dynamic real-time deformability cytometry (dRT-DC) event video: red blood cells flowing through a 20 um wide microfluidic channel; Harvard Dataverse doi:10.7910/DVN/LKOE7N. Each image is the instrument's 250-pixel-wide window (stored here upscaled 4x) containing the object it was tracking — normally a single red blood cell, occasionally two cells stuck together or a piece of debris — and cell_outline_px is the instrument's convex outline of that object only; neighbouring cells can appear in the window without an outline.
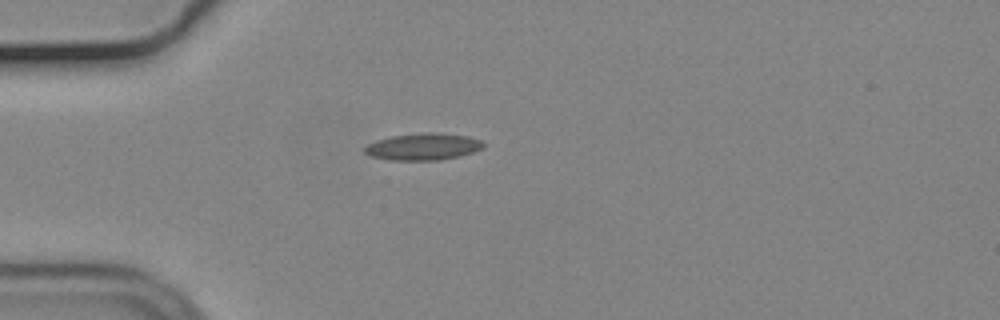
{"species": "common noctule bat (a hibernating species)", "species_latin": "Nyctalus noctula", "temperature_condition": "cold", "stored_images_in_passage": 41, "camera_frame_rate_fps": 3000, "um_per_image_px": 0.085, "animal": {"sex": "male", "body_mass_g": 19.2, "forearm_length_mm": 51.8}, "frame": {"image": 1, "passage_image": 1, "time_ms": 0.0, "image_size_px": [1000, 320], "cell_outline_px": [[484, 148], [460, 156], [440, 160], [392, 160], [372, 156], [364, 152], [364, 148], [368, 144], [376, 140], [392, 136], [424, 132], [440, 132], [468, 136], [480, 140], [484, 144]], "centroid_in_image_um": [35.99, 12.46], "position_along_channel_um": 49.0, "area_um2": 18.61}}
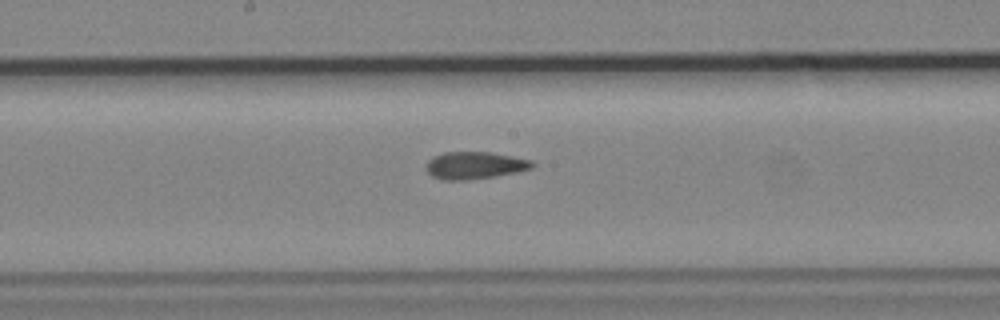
{"frame": {"image": 2, "passage_image": 15, "time_ms": 4.667, "image_size_px": [1000, 320], "cell_outline_px": [[536, 164], [532, 168], [516, 172], [496, 176], [464, 180], [444, 180], [432, 176], [428, 172], [424, 164], [432, 156], [444, 152], [492, 152], [532, 160]], "centroid_in_image_um": [40.34, 14.05], "position_along_channel_um": 207.9, "area_um2": 16.99}}
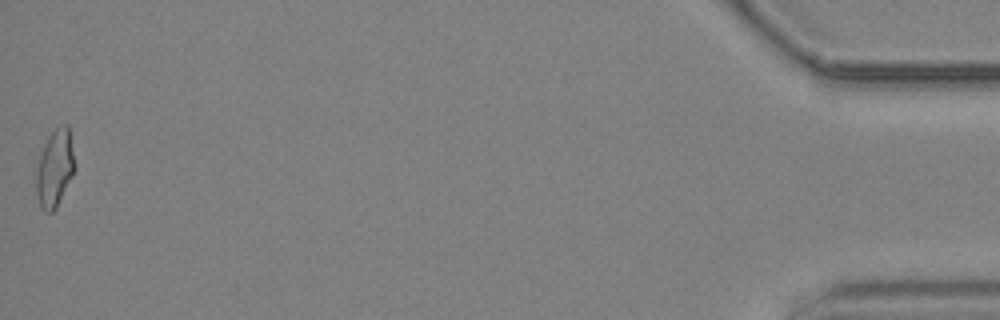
{"frame": {"image": 3, "passage_image": 41, "time_ms": 13.333, "image_size_px": [1000, 320], "cell_outline_px": [[72, 176], [56, 208], [52, 212], [44, 212], [40, 208], [36, 196], [36, 172], [40, 152], [44, 144], [52, 132], [56, 128], [64, 124], [68, 124], [72, 152]], "centroid_in_image_um": [4.6, 14.36], "position_along_channel_um": 430.6, "area_um2": 16.88}, "authors_computed_cell_mechanics": {"area_um2": 16.9354, "velocity_mm_per_s": 3.6978, "shape_relaxation_time_tau1_ms": null, "shape_relaxation_time_tau2_ms": 3.3938, "deformation_change_tau1": null, "deformation_change_tau2": 0.1012}}